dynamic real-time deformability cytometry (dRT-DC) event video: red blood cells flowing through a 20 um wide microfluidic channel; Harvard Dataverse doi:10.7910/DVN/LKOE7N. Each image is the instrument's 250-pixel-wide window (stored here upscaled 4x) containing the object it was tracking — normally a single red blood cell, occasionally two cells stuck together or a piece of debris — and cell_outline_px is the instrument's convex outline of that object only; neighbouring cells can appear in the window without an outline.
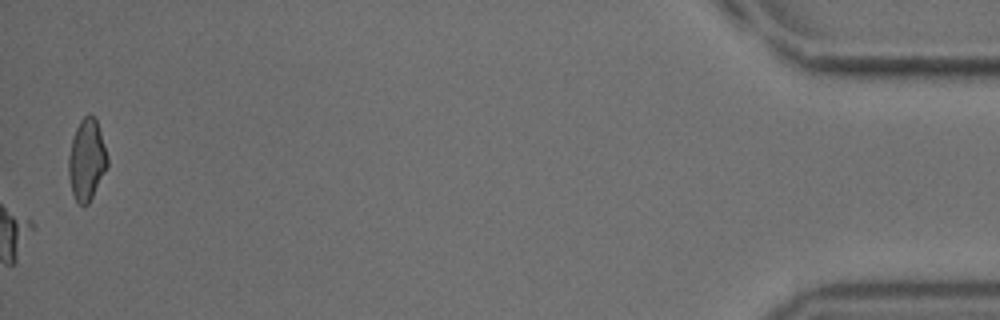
{"species": "common noctule bat (a hibernating species)", "species_latin": "Nyctalus noctula", "temperature_condition": "cold", "stored_images_in_passage": 55, "camera_frame_rate_fps": 3000, "um_per_image_px": 0.085, "animal": {"sex": "male", "body_mass_g": 18.8}, "frame": {"image": 1, "passage_image": 55, "time_ms": 18.0, "image_size_px": [1000, 320], "cell_outline_px": [[108, 168], [88, 204], [80, 204], [76, 200], [72, 192], [68, 176], [68, 156], [72, 136], [80, 120], [88, 112], [96, 120], [108, 156]], "centroid_in_image_um": [7.36, 13.57], "position_along_channel_um": 427.8, "area_um2": 18.5}}